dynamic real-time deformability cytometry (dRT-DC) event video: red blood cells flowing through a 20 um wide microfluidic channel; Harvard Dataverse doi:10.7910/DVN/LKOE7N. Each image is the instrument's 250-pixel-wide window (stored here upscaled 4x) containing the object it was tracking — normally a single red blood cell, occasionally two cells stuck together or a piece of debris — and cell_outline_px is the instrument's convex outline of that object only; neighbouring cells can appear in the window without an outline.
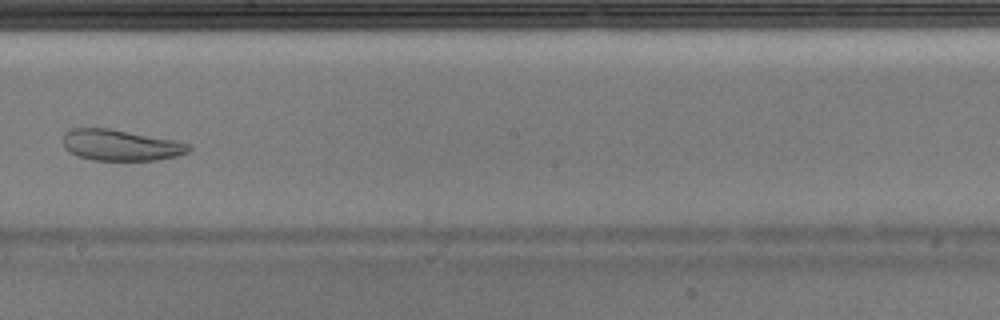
{"species": "Egyptian fruit bat (a non-hibernating species)", "species_latin": "Rousettus aegyptiacus", "temperature_condition": "warm", "stored_images_in_passage": 42, "camera_frame_rate_fps": 3000, "um_per_image_px": 0.085, "animal": {"sex": "male"}, "frame": {"image": 1, "passage_image": 24, "time_ms": 7.667, "image_size_px": [1000, 320], "cell_outline_px": [[192, 148], [188, 152], [176, 156], [156, 160], [92, 160], [68, 152], [64, 148], [64, 132], [72, 128], [108, 128], [172, 140], [192, 144]], "centroid_in_image_um": [10.24, 12.34], "position_along_channel_um": 238.0, "area_um2": 22.6}}
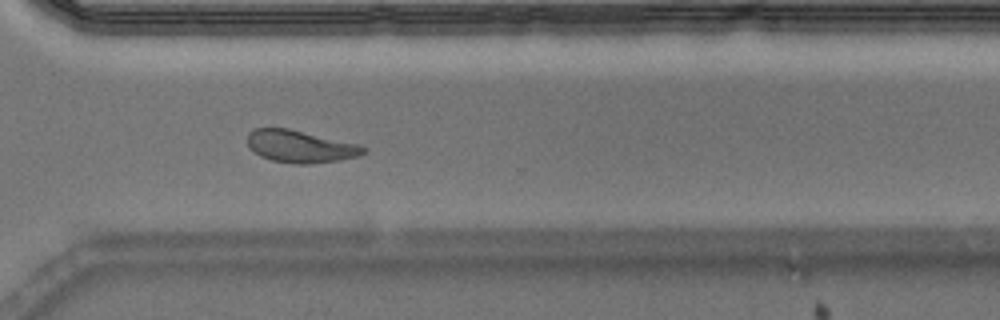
{"frame": {"image": 2, "passage_image": 31, "time_ms": 10.0, "image_size_px": [1000, 320], "cell_outline_px": [[368, 152], [356, 156], [336, 160], [308, 164], [296, 164], [272, 160], [260, 156], [248, 148], [248, 132], [256, 128], [288, 128], [360, 144], [368, 148]], "centroid_in_image_um": [25.53, 12.44], "position_along_channel_um": 345.1, "area_um2": 21.85}}
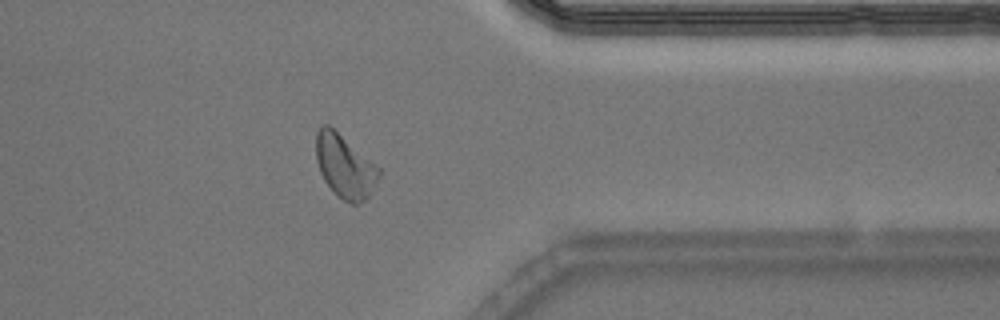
{"frame": {"image": 3, "passage_image": 34, "time_ms": 11.0, "image_size_px": [1000, 320], "cell_outline_px": [[380, 176], [368, 196], [360, 204], [352, 204], [344, 200], [324, 180], [320, 172], [316, 160], [316, 132], [320, 124], [328, 124], [380, 168]], "centroid_in_image_um": [29.29, 14.11], "position_along_channel_um": 382.1, "area_um2": 22.77}}